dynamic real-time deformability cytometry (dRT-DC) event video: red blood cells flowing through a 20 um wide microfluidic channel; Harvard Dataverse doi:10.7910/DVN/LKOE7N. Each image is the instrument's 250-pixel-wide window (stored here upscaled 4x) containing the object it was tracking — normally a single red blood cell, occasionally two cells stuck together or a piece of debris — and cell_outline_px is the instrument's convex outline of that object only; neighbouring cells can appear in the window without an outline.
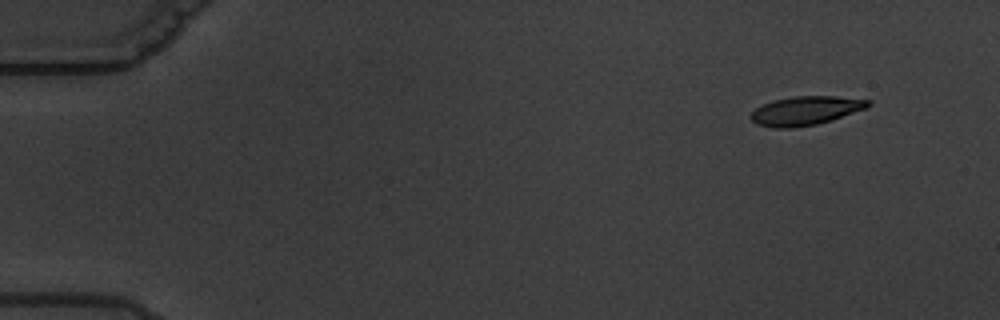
{"species": "common noctule bat (a hibernating species)", "species_latin": "Nyctalus noctula", "temperature_condition": "warm", "stored_images_in_passage": 5, "camera_frame_rate_fps": 3000, "um_per_image_px": 0.085, "animal": {"sex": "male", "body_mass_g": 19.5, "forearm_length_mm": 54.6}, "frame": {"image": 1, "passage_image": 2, "time_ms": 1.333, "image_size_px": [1000, 320], "cell_outline_px": [[872, 104], [868, 108], [832, 120], [816, 124], [792, 128], [772, 128], [756, 124], [748, 116], [756, 108], [772, 100], [792, 96], [836, 96], [872, 100]], "centroid_in_image_um": [68.49, 9.4], "position_along_channel_um": 16.5, "area_um2": 20.0}}